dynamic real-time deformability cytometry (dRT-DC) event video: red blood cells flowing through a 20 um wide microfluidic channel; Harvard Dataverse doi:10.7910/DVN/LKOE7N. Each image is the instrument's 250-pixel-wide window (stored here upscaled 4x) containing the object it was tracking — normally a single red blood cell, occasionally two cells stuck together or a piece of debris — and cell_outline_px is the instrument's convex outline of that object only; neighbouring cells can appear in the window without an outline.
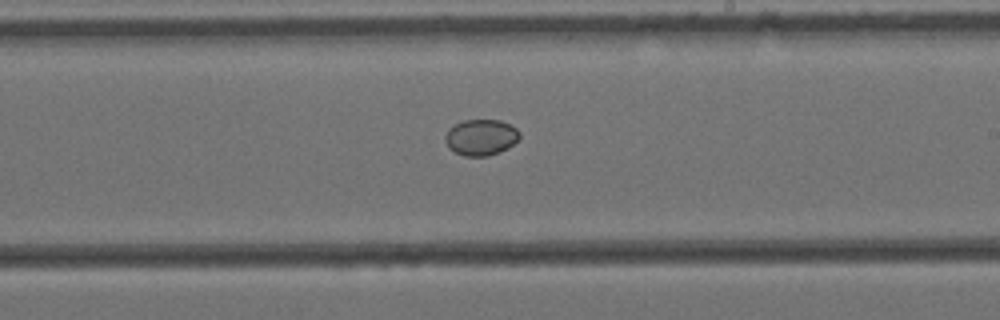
{"species": "Egyptian fruit bat (a non-hibernating species)", "species_latin": "Rousettus aegyptiacus", "temperature_condition": "cold", "stored_images_in_passage": 10, "camera_frame_rate_fps": 3000, "um_per_image_px": 0.085, "animal": {"sex": "female"}, "frame": {"image": 1, "passage_image": 10, "time_ms": 3.0, "image_size_px": [1000, 320], "cell_outline_px": [[520, 136], [508, 148], [488, 156], [464, 156], [448, 148], [444, 140], [444, 136], [448, 128], [464, 120], [500, 120], [516, 128], [520, 132]], "centroid_in_image_um": [40.84, 11.67], "position_along_channel_um": 248.2, "area_um2": 15.61}}